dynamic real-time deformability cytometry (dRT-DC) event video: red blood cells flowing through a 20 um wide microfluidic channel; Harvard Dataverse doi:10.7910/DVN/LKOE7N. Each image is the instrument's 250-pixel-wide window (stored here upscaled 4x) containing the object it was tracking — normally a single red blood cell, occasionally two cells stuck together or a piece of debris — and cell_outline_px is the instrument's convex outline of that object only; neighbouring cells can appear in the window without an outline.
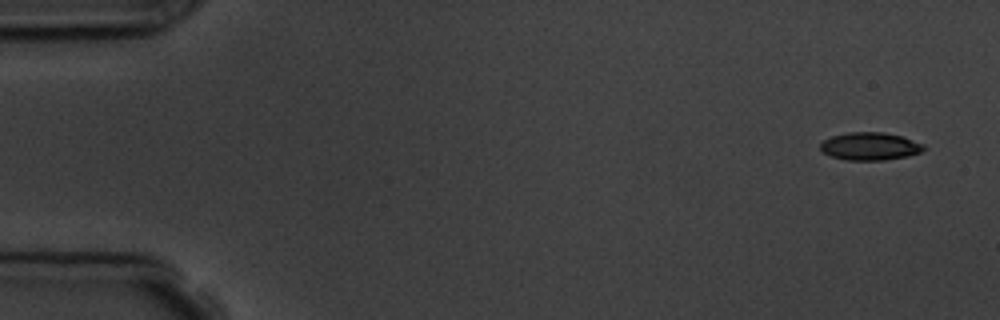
{"species": "common noctule bat (a hibernating species)", "species_latin": "Nyctalus noctula", "temperature_condition": "room temperature", "stored_images_in_passage": 5, "camera_frame_rate_fps": 3000, "um_per_image_px": 0.085, "animal": {"sex": "male", "body_mass_g": 19.5, "forearm_length_mm": 54.6}, "frame": {"image": 1, "passage_image": 1, "time_ms": 0.0, "image_size_px": [1000, 320], "cell_outline_px": [[928, 148], [920, 152], [908, 156], [884, 160], [844, 160], [832, 156], [824, 152], [820, 148], [820, 144], [824, 140], [832, 136], [848, 132], [884, 132], [900, 136], [924, 144]], "centroid_in_image_um": [73.97, 12.43], "position_along_channel_um": 11.0, "area_um2": 16.7}}
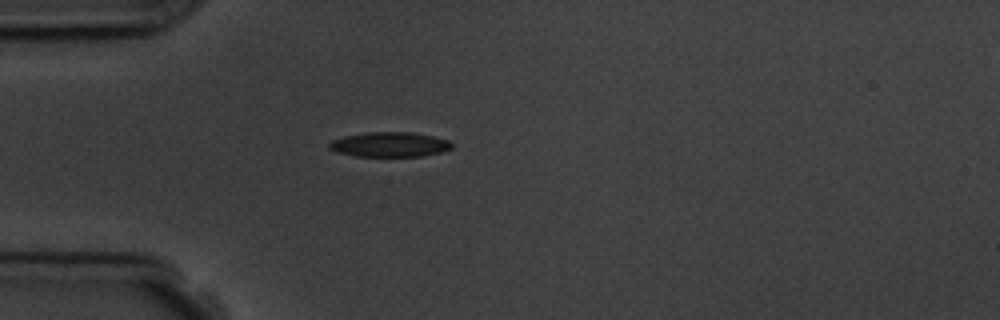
{"frame": {"image": 2, "passage_image": 5, "time_ms": 4.333, "image_size_px": [1000, 320], "cell_outline_px": [[452, 148], [444, 152], [420, 156], [356, 156], [336, 152], [328, 148], [328, 144], [332, 140], [344, 136], [368, 132], [412, 132], [432, 136], [448, 140], [452, 144]], "centroid_in_image_um": [33.12, 12.28], "position_along_channel_um": 51.9, "area_um2": 17.74}}